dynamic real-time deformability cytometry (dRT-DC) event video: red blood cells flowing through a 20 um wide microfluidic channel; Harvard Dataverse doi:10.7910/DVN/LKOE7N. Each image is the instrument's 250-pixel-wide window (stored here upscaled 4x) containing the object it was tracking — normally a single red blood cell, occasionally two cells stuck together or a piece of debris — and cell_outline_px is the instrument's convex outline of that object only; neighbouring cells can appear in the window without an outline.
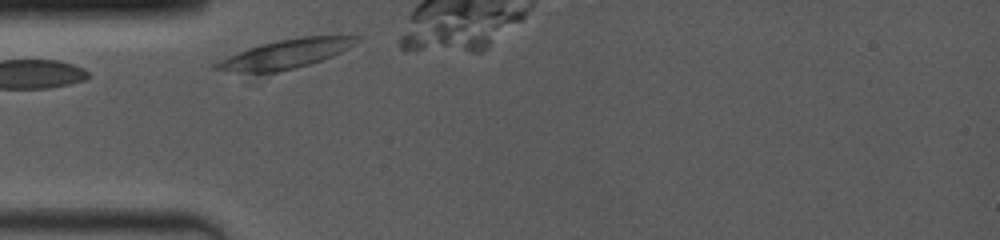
{"species": "common noctule bat (a hibernating species)", "species_latin": "Nyctalus noctula", "temperature_condition": "room temperature", "stored_images_in_passage": 9, "camera_frame_rate_fps": 4000, "um_per_image_px": 0.085, "animal": {"sex": "female", "body_mass_g": 19.0, "forearm_length_mm": 53.3}, "frame": {"image": 1, "passage_image": 1, "time_ms": 0.0, "image_size_px": [1000, 240], "cell_outline_px": [[364, 40], [332, 56], [308, 64], [276, 72], [256, 76], [212, 68], [212, 64], [228, 56], [248, 48], [280, 40], [300, 36], [364, 36]], "centroid_in_image_um": [24.26, 4.61], "position_along_channel_um": 60.7, "area_um2": 24.04}}